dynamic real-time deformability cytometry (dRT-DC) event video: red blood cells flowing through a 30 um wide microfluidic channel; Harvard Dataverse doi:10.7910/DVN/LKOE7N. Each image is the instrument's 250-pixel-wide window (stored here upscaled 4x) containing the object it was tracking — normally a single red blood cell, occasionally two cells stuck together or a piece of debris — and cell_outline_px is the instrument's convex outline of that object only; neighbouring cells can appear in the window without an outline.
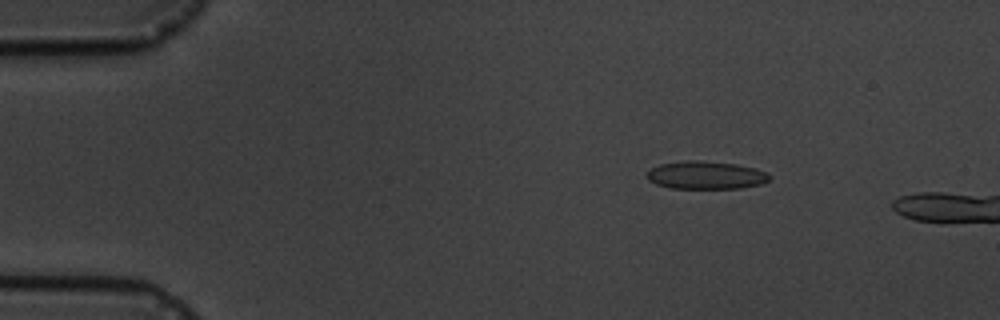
{"species": "common noctule bat (a hibernating species)", "species_latin": "Nyctalus noctula", "temperature_condition": "cold", "stored_images_in_passage": 4, "camera_frame_rate_fps": 3000, "um_per_image_px": 0.085, "animal": {"sex": "male", "body_mass_g": 19.5, "forearm_length_mm": 54.6}, "frame": {"image": 1, "passage_image": 2, "time_ms": 1.333, "image_size_px": [1000, 320], "cell_outline_px": [[772, 176], [768, 180], [760, 184], [740, 188], [668, 188], [656, 184], [648, 180], [648, 172], [652, 168], [660, 164], [688, 160], [700, 160], [736, 164], [756, 168]], "centroid_in_image_um": [60.0, 14.89], "position_along_channel_um": 25.0, "area_um2": 19.83}}